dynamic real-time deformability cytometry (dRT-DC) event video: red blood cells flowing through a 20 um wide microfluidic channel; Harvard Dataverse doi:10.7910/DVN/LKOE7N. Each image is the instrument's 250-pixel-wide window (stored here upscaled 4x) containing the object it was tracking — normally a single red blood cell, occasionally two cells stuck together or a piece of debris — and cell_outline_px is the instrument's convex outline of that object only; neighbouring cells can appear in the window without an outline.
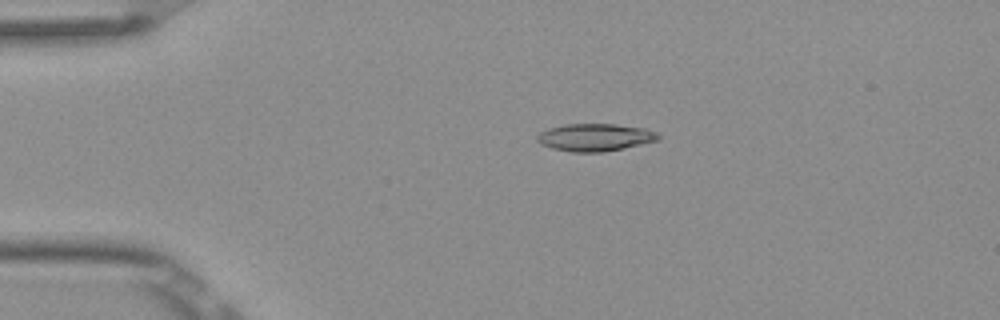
{"species": "Egyptian fruit bat (a non-hibernating species)", "species_latin": "Rousettus aegyptiacus", "temperature_condition": "room temperature", "stored_images_in_passage": 4, "camera_frame_rate_fps": 3000, "um_per_image_px": 0.085, "frame": {"image": 1, "passage_image": 3, "time_ms": 0.667, "image_size_px": [1000, 320], "cell_outline_px": [[660, 140], [624, 148], [604, 152], [572, 152], [552, 148], [540, 144], [536, 140], [536, 136], [540, 132], [548, 128], [564, 124], [616, 124], [644, 128], [656, 132], [660, 136]], "centroid_in_image_um": [50.57, 11.67], "position_along_channel_um": 34.4, "area_um2": 19.54}}